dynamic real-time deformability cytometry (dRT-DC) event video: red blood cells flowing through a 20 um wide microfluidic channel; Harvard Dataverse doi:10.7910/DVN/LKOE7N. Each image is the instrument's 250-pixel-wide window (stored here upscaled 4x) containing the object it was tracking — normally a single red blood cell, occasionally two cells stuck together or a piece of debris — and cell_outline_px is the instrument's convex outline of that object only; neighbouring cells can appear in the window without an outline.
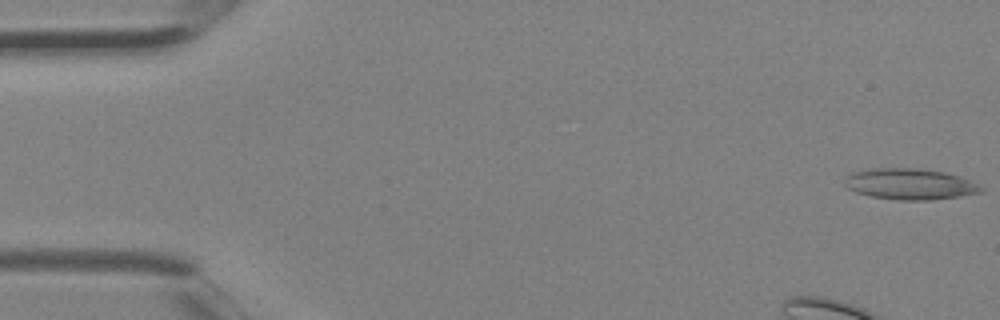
{"species": "Egyptian fruit bat (a non-hibernating species)", "species_latin": "Rousettus aegyptiacus", "temperature_condition": "room temperature", "stored_images_in_passage": 4, "camera_frame_rate_fps": 3000, "um_per_image_px": 0.085, "animal": {"sex": "female"}, "frame": {"image": 1, "passage_image": 1, "time_ms": 0.0, "image_size_px": [1000, 320], "cell_outline_px": [[984, 192], [960, 196], [932, 200], [896, 200], [872, 196], [856, 192], [848, 188], [844, 184], [844, 180], [852, 172], [876, 168], [912, 168], [944, 172], [960, 176], [984, 188]], "centroid_in_image_um": [77.35, 15.65], "position_along_channel_um": 7.6, "area_um2": 24.51}}